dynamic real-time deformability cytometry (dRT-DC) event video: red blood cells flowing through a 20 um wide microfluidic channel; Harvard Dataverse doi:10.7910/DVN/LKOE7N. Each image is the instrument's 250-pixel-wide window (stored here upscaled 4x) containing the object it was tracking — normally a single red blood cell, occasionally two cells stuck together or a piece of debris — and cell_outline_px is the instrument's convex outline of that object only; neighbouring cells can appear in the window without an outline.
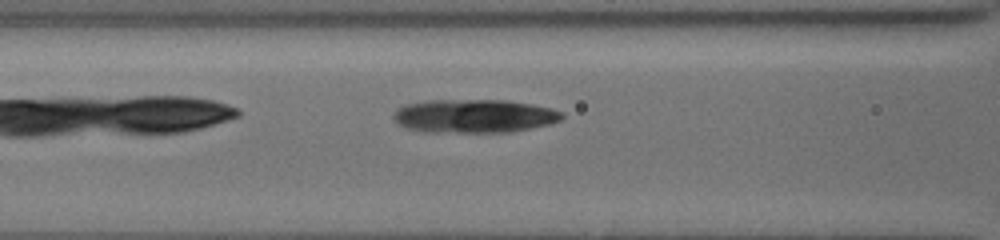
{"species": "common noctule bat (a hibernating species)", "species_latin": "Nyctalus noctula", "temperature_condition": "cold", "stored_images_in_passage": 38, "segment_of_instrument_passage": [2, 2], "camera_frame_rate_fps": 3000, "um_per_image_px": 0.085, "animal": {"sex": "female", "body_mass_g": 19.5, "forearm_length_mm": 54.1}, "frame": {"image": 1, "passage_image": 9, "time_ms": 2.667, "image_size_px": [1000, 240], "cell_outline_px": [[564, 116], [560, 120], [548, 124], [512, 132], [424, 132], [408, 128], [400, 124], [392, 116], [400, 108], [408, 104], [432, 100], [508, 100], [532, 104], [552, 108], [560, 112]], "centroid_in_image_um": [40.34, 9.86], "position_along_channel_um": 126.3, "area_um2": 32.6}}
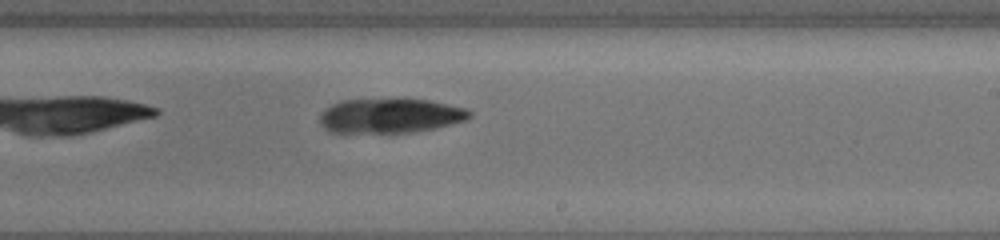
{"frame": {"image": 2, "passage_image": 19, "time_ms": 6.0, "image_size_px": [1000, 240], "cell_outline_px": [[472, 116], [464, 120], [432, 128], [412, 132], [332, 132], [324, 128], [320, 124], [320, 116], [332, 104], [344, 100], [428, 100], [448, 104], [464, 108], [472, 112]], "centroid_in_image_um": [33.16, 9.84], "position_along_channel_um": 255.8, "area_um2": 29.3}}
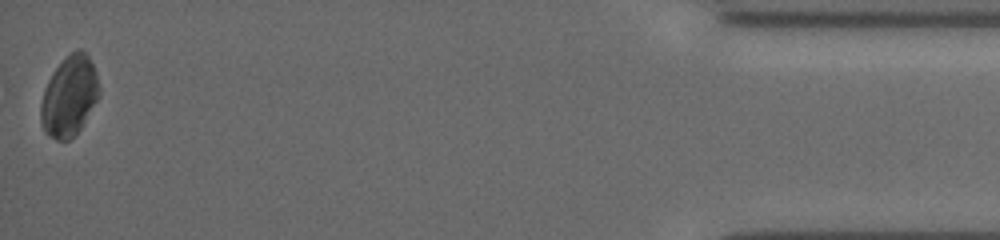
{"frame": {"image": 3, "passage_image": 38, "time_ms": 12.333, "image_size_px": [1000, 240], "cell_outline_px": [[100, 96], [80, 128], [68, 140], [56, 140], [48, 136], [44, 132], [40, 120], [40, 104], [44, 88], [52, 72], [72, 52], [80, 48], [88, 56], [96, 72], [100, 88]], "centroid_in_image_um": [5.88, 8.19], "position_along_channel_um": 429.3, "area_um2": 27.17}}